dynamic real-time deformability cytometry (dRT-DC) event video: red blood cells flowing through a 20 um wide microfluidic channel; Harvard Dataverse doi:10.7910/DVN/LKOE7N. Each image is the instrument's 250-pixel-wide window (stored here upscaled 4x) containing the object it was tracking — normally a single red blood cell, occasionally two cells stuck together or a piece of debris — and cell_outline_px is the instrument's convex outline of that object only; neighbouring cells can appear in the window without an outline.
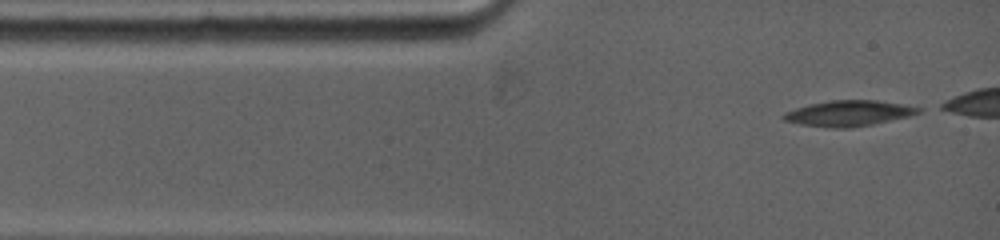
{"species": "common noctule bat (a hibernating species)", "species_latin": "Nyctalus noctula", "temperature_condition": "warm", "stored_images_in_passage": 10, "camera_frame_rate_fps": 5000, "um_per_image_px": 0.085, "animal": {"sex": "female", "body_mass_g": 19.0, "forearm_length_mm": 53.3}, "frame": {"image": 1, "passage_image": 1, "time_ms": 0.0, "image_size_px": [1000, 240], "cell_outline_px": [[924, 108], [920, 112], [908, 116], [872, 124], [848, 128], [832, 128], [800, 124], [784, 120], [780, 116], [784, 112], [808, 104], [832, 100], [876, 100], [904, 104]], "centroid_in_image_um": [72.12, 9.62], "position_along_channel_um": 12.9, "area_um2": 20.11}}